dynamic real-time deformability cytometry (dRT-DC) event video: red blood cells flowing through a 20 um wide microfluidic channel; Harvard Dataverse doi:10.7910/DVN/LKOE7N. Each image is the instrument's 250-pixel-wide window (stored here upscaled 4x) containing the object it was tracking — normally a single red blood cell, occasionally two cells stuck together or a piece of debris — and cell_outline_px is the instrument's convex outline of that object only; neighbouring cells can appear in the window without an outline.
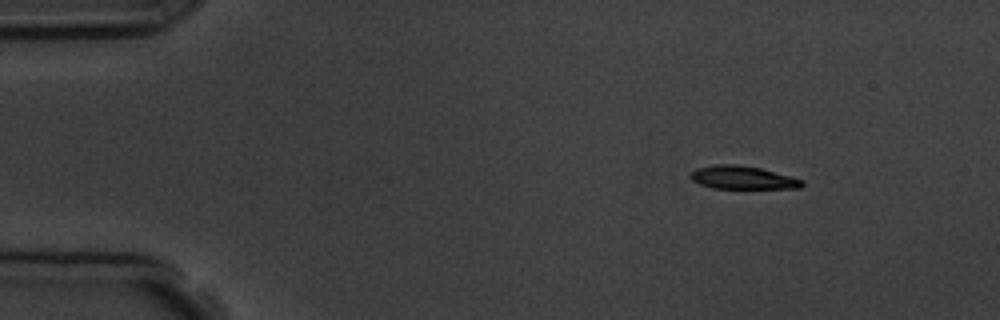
{"species": "common noctule bat (a hibernating species)", "species_latin": "Nyctalus noctula", "temperature_condition": "room temperature", "stored_images_in_passage": 8, "camera_frame_rate_fps": 3000, "um_per_image_px": 0.085, "animal": {"sex": "male", "body_mass_g": 19.5, "forearm_length_mm": 54.6}, "frame": {"image": 1, "passage_image": 2, "time_ms": 1.0, "image_size_px": [1000, 320], "cell_outline_px": [[804, 184], [800, 188], [712, 188], [700, 184], [692, 180], [688, 176], [696, 168], [716, 164], [740, 164], [760, 168], [792, 176], [804, 180]], "centroid_in_image_um": [63.13, 15.09], "position_along_channel_um": 21.9, "area_um2": 15.14}}
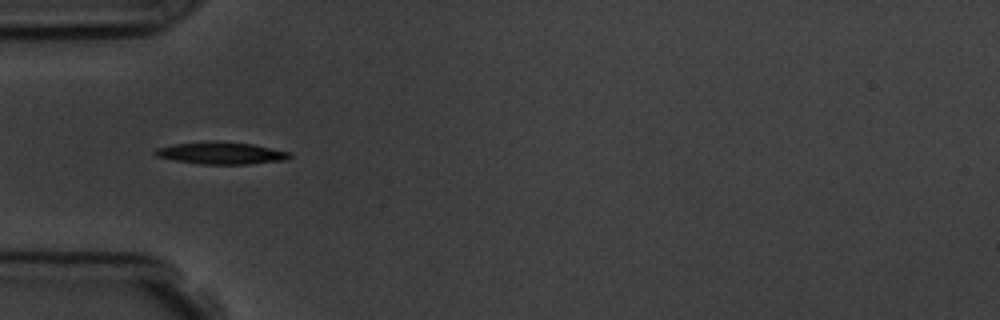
{"frame": {"image": 2, "passage_image": 5, "time_ms": 4.333, "image_size_px": [1000, 320], "cell_outline_px": [[292, 156], [284, 160], [248, 164], [200, 164], [176, 160], [156, 156], [152, 152], [156, 148], [172, 144], [252, 144], [288, 152]], "centroid_in_image_um": [18.78, 13.06], "position_along_channel_um": 66.2, "area_um2": 16.13}}